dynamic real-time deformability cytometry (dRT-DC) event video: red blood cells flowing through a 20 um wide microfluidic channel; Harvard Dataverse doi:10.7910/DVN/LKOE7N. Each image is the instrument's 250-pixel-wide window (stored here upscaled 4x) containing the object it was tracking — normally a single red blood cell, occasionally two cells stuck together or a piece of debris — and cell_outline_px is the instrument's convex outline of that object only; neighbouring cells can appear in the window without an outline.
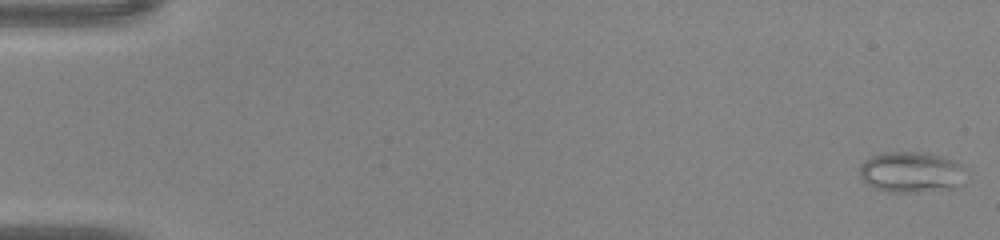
{"species": "common noctule bat (a hibernating species)", "species_latin": "Nyctalus noctula", "temperature_condition": "warm", "stored_images_in_passage": 47, "segment_of_instrument_passage": [1, 2], "camera_frame_rate_fps": 3000, "um_per_image_px": 0.085, "animal": {"sex": "male", "body_mass_g": 20.0, "forearm_length_mm": 53.3}, "frame": {"image": 1, "passage_image": 1, "time_ms": 0.0, "image_size_px": [1000, 240], "cell_outline_px": [[968, 168], [960, 188], [916, 192], [888, 192], [876, 188], [868, 184], [860, 176], [860, 164], [864, 160], [872, 156], [884, 152], [928, 152], [944, 156], [956, 160]], "centroid_in_image_um": [77.55, 14.62], "position_along_channel_um": 7.5, "area_um2": 25.95}}
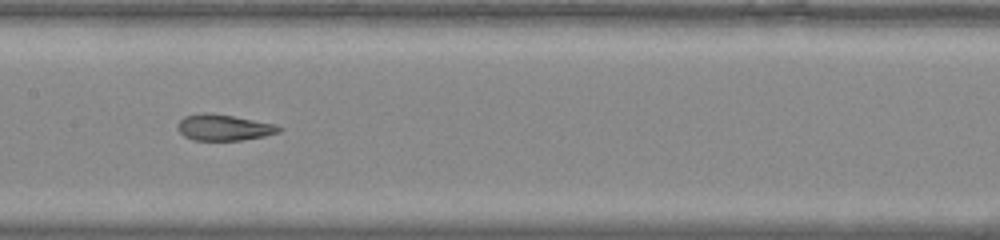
{"frame": {"image": 2, "passage_image": 24, "time_ms": 7.667, "image_size_px": [1000, 240], "cell_outline_px": [[284, 128], [280, 132], [264, 136], [240, 140], [192, 140], [184, 136], [180, 132], [180, 120], [184, 116], [232, 116], [272, 124]], "centroid_in_image_um": [19.1, 10.9], "position_along_channel_um": 188.3, "area_um2": 14.33}}
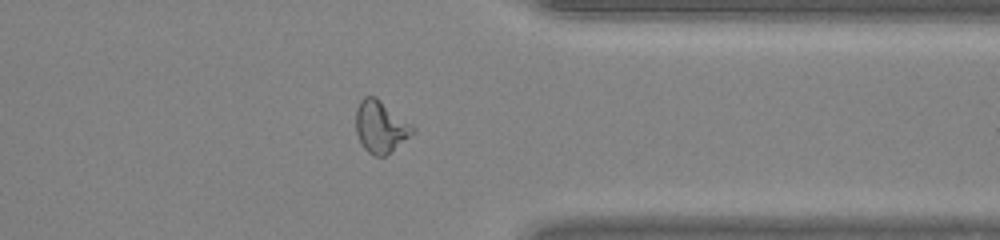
{"frame": {"image": 3, "passage_image": 37, "time_ms": 12.0, "image_size_px": [1000, 240], "cell_outline_px": [[416, 132], [384, 156], [372, 156], [364, 148], [356, 132], [356, 108], [360, 100], [364, 96], [376, 96], [412, 124], [416, 128]], "centroid_in_image_um": [32.36, 10.75], "position_along_channel_um": 379.0, "area_um2": 17.28}}